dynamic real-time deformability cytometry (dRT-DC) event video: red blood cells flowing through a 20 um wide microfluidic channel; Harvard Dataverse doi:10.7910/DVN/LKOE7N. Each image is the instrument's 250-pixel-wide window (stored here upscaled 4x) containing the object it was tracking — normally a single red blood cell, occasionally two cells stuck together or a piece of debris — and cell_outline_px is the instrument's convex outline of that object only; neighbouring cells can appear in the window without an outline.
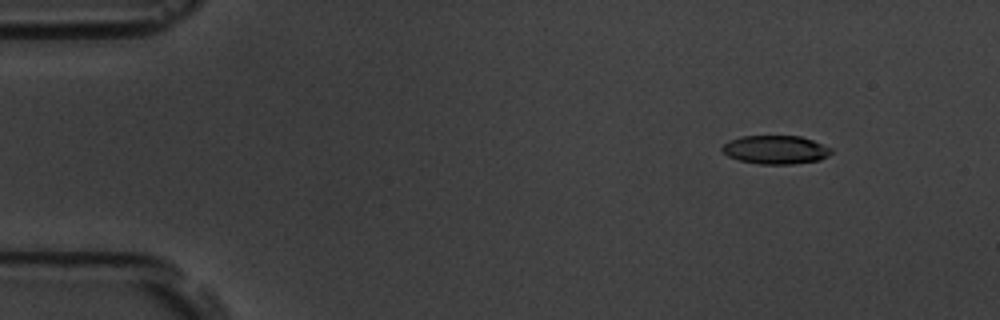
{"species": "common noctule bat (a hibernating species)", "species_latin": "Nyctalus noctula", "temperature_condition": "room temperature", "stored_images_in_passage": 6, "segment_of_instrument_passage": [1, 2], "camera_frame_rate_fps": 3000, "um_per_image_px": 0.085, "animal": {"sex": "male", "body_mass_g": 19.5, "forearm_length_mm": 54.6}, "frame": {"image": 1, "passage_image": 2, "time_ms": 1.333, "image_size_px": [1000, 320], "cell_outline_px": [[832, 152], [828, 156], [820, 160], [792, 164], [760, 164], [740, 160], [728, 156], [720, 148], [728, 140], [744, 136], [800, 136], [812, 140], [832, 148]], "centroid_in_image_um": [65.93, 12.72], "position_along_channel_um": 19.1, "area_um2": 18.09}}